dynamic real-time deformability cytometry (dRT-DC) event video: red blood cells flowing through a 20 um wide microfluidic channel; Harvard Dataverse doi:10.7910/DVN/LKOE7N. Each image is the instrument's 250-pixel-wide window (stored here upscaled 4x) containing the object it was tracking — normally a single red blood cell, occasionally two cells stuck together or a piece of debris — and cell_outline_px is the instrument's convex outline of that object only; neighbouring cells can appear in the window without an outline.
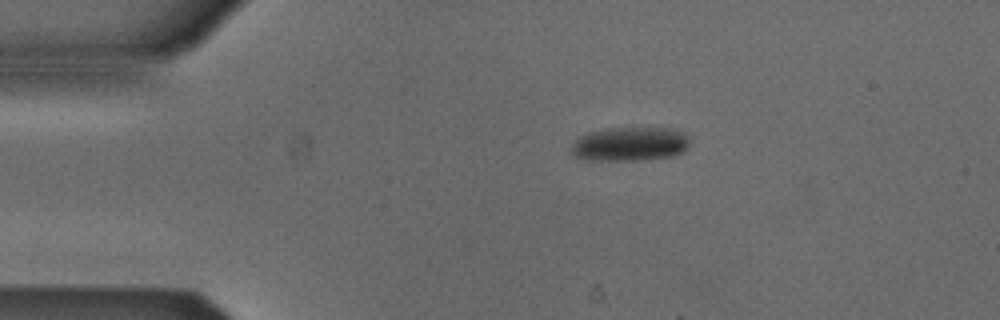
{"species": "Egyptian fruit bat (a non-hibernating species)", "species_latin": "Rousettus aegyptiacus", "temperature_condition": "cold", "stored_images_in_passage": 3, "camera_frame_rate_fps": 3000, "um_per_image_px": 0.085, "animal": {"sex": "male"}, "frame": {"image": 1, "passage_image": 1, "time_ms": 0.0, "image_size_px": [1000, 320], "cell_outline_px": [[688, 148], [672, 156], [636, 160], [592, 160], [576, 156], [572, 152], [572, 144], [580, 136], [604, 128], [676, 128], [684, 132], [688, 136]], "centroid_in_image_um": [53.58, 12.23], "position_along_channel_um": 31.4, "area_um2": 23.29}}
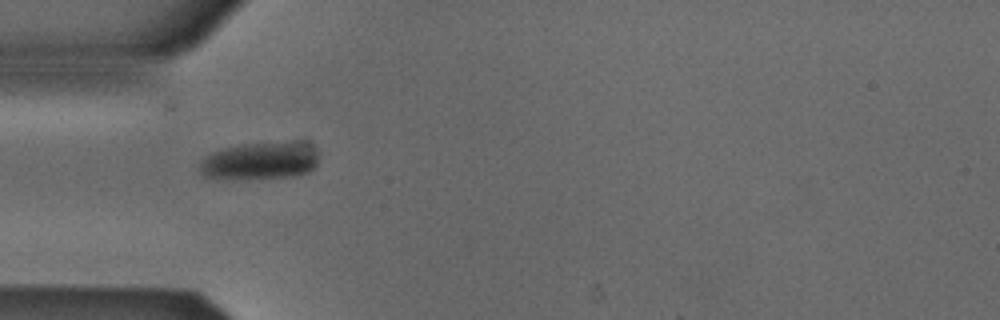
{"frame": {"image": 2, "passage_image": 2, "time_ms": 0.333, "image_size_px": [1000, 320], "cell_outline_px": [[320, 156], [316, 164], [308, 172], [296, 176], [204, 176], [200, 172], [200, 164], [212, 152], [224, 148], [244, 144], [296, 140], [304, 140], [312, 144], [320, 152]], "centroid_in_image_um": [22.29, 13.58], "position_along_channel_um": 62.7, "area_um2": 25.43}}